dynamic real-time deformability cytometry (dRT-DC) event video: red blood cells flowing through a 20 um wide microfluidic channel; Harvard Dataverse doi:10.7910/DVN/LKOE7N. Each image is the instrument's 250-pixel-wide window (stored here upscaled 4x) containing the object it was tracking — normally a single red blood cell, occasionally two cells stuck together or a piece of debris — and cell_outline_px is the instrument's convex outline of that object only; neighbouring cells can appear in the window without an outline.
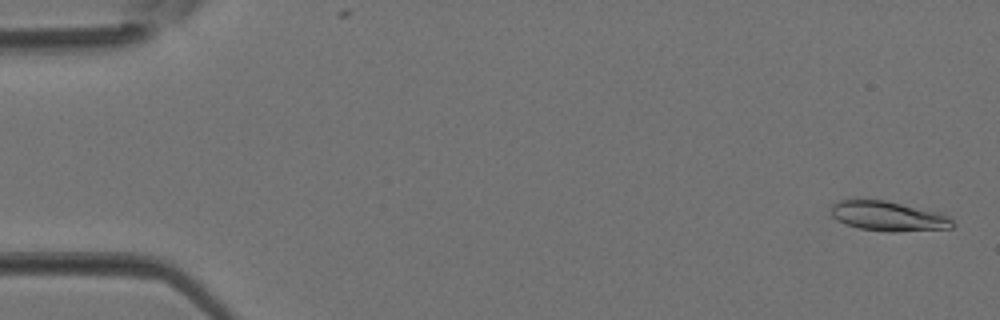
{"species": "Egyptian fruit bat (a non-hibernating species)", "species_latin": "Rousettus aegyptiacus", "temperature_condition": "room temperature", "stored_images_in_passage": 3, "camera_frame_rate_fps": 3000, "um_per_image_px": 0.085, "animal": {"sex": "female"}, "frame": {"image": 1, "passage_image": 1, "time_ms": 0.0, "image_size_px": [1000, 320], "cell_outline_px": [[956, 224], [952, 228], [896, 232], [888, 232], [860, 228], [844, 224], [836, 220], [832, 216], [832, 204], [848, 196], [852, 196], [884, 200], [940, 212], [948, 216]], "centroid_in_image_um": [75.45, 18.34], "position_along_channel_um": 9.6, "area_um2": 21.79}}
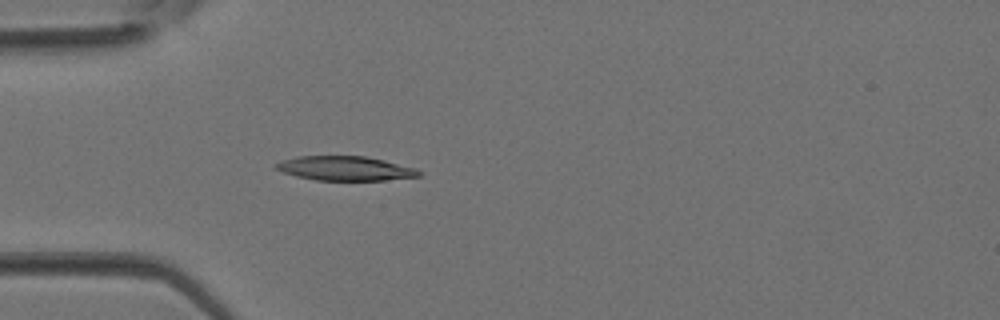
{"frame": {"image": 2, "passage_image": 3, "time_ms": 0.667, "image_size_px": [1000, 320], "cell_outline_px": [[420, 176], [384, 180], [316, 180], [296, 176], [284, 172], [276, 168], [276, 164], [280, 160], [296, 156], [364, 156], [384, 160], [416, 168], [420, 172]], "centroid_in_image_um": [29.33, 14.31], "position_along_channel_um": 55.7, "area_um2": 20.11}}